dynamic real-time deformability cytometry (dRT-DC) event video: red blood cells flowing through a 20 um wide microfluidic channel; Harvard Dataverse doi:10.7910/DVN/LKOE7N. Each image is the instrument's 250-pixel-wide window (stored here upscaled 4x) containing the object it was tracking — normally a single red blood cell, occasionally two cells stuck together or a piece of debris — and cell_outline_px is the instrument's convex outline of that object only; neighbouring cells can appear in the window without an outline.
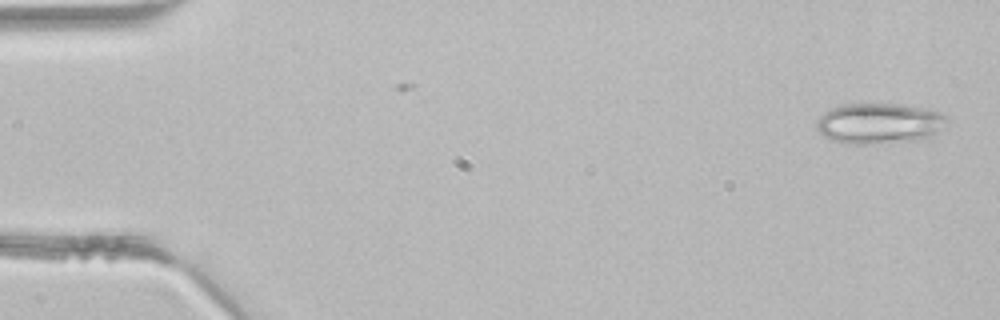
{"species": "common noctule bat (a hibernating species)", "species_latin": "Nyctalus noctula", "temperature_condition": "room temperature", "stored_images_in_passage": 4, "camera_frame_rate_fps": 3000, "um_per_image_px": 0.085, "animal": {"sex": "male", "body_mass_g": 21.5, "forearm_length_mm": 52.0}, "frame": {"image": 1, "passage_image": 1, "time_ms": 0.0, "image_size_px": [1000, 320], "cell_outline_px": [[948, 120], [928, 136], [908, 140], [864, 144], [844, 144], [832, 140], [824, 136], [816, 128], [816, 120], [824, 112], [832, 108], [844, 104], [900, 104], [920, 108], [936, 112], [944, 116]], "centroid_in_image_um": [74.59, 10.48], "position_along_channel_um": 10.4, "area_um2": 29.94}}